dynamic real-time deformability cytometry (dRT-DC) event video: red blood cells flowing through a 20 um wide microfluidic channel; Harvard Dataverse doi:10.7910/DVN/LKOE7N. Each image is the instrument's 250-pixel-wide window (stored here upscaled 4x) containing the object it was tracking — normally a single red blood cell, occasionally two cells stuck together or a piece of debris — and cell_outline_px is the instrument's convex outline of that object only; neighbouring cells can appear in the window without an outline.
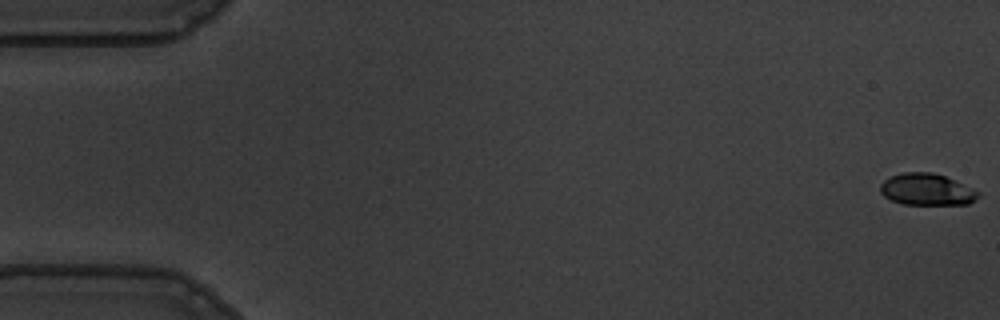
{"species": "common noctule bat (a hibernating species)", "species_latin": "Nyctalus noctula", "temperature_condition": "warm", "stored_images_in_passage": 57, "camera_frame_rate_fps": 3000, "um_per_image_px": 0.085, "animal": {"sex": "male", "body_mass_g": 19.5, "forearm_length_mm": 54.6}, "frame": {"image": 1, "passage_image": 1, "time_ms": 0.0, "image_size_px": [1000, 320], "cell_outline_px": [[980, 196], [968, 204], [904, 204], [892, 200], [884, 196], [880, 192], [880, 184], [884, 180], [892, 176], [904, 172], [932, 172], [944, 176], [980, 192]], "centroid_in_image_um": [78.76, 16.11], "position_along_channel_um": 6.2, "area_um2": 17.86}}
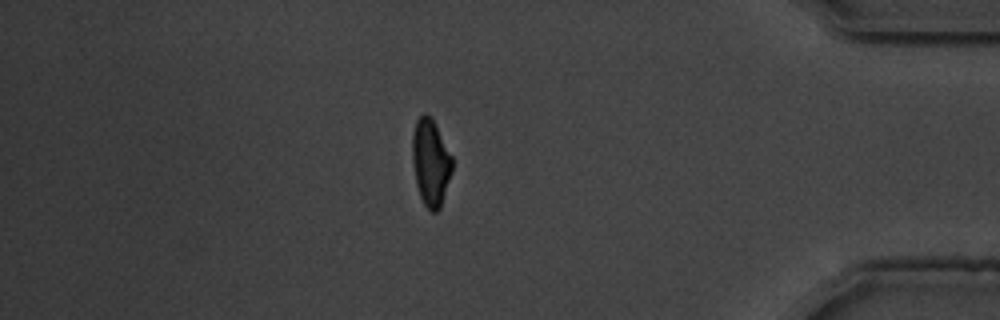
{"frame": {"image": 2, "passage_image": 49, "time_ms": 16.0, "image_size_px": [1000, 320], "cell_outline_px": [[452, 172], [440, 208], [436, 212], [432, 212], [424, 204], [420, 196], [416, 184], [412, 160], [412, 136], [416, 120], [424, 112], [432, 116], [452, 156]], "centroid_in_image_um": [36.6, 13.77], "position_along_channel_um": 398.6, "area_um2": 20.29}}
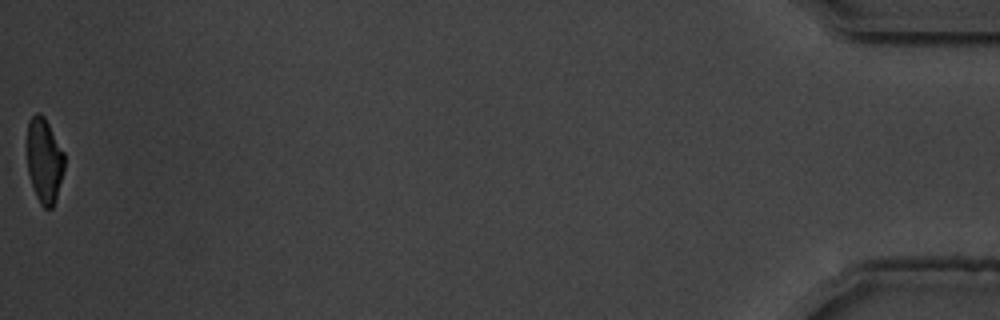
{"frame": {"image": 3, "passage_image": 57, "time_ms": 18.667, "image_size_px": [1000, 320], "cell_outline_px": [[64, 168], [56, 196], [52, 208], [44, 208], [40, 204], [36, 196], [28, 172], [28, 120], [36, 112], [40, 112], [44, 116], [64, 152]], "centroid_in_image_um": [3.76, 13.62], "position_along_channel_um": 431.4, "area_um2": 18.15}, "authors_computed_cell_mechanics": {"area_um2": 19.8832, "velocity_mm_per_s": 3.6061, "shape_relaxation_time_tau1_ms": 2.6512, "shape_relaxation_time_tau2_ms": 1.1234, "deformation_change_tau1": 0.1696, "deformation_change_tau2": 0.0755}}